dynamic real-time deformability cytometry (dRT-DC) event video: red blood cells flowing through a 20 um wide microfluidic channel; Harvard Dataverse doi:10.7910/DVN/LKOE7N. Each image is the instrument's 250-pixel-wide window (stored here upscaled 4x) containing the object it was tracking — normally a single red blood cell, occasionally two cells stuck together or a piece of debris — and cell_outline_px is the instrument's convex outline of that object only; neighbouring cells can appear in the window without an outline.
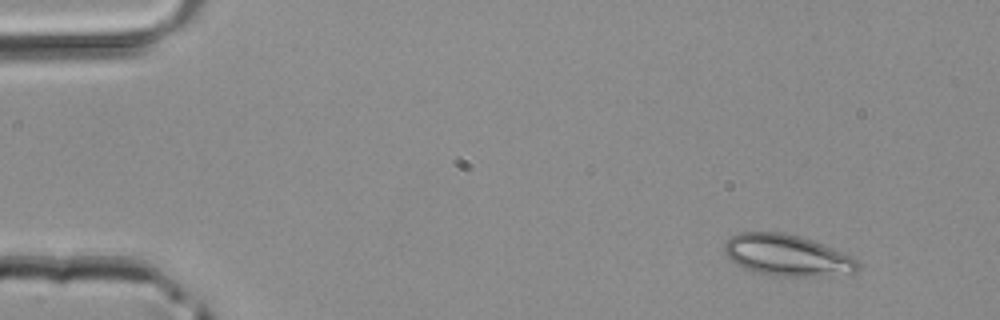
{"species": "common noctule bat (a hibernating species)", "species_latin": "Nyctalus noctula", "temperature_condition": "room temperature", "stored_images_in_passage": 4, "camera_frame_rate_fps": 3000, "um_per_image_px": 0.085, "animal": {"sex": "male", "body_mass_g": 20.4}, "frame": {"image": 1, "passage_image": 1, "time_ms": 0.0, "image_size_px": [1000, 320], "cell_outline_px": [[860, 268], [856, 272], [832, 276], [776, 276], [756, 272], [736, 264], [724, 252], [724, 244], [732, 236], [740, 232], [784, 232], [800, 236], [812, 240], [852, 256], [860, 264]], "centroid_in_image_um": [66.94, 21.7], "position_along_channel_um": 18.1, "area_um2": 32.14}}
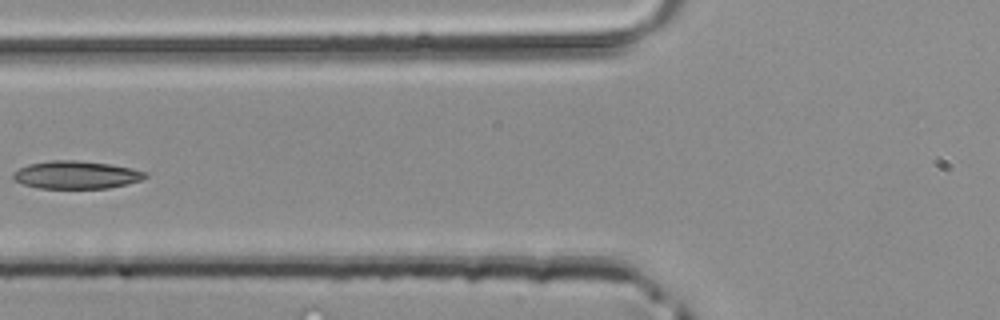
{"frame": {"image": 2, "passage_image": 4, "time_ms": 1.0, "image_size_px": [1000, 320], "cell_outline_px": [[148, 176], [140, 180], [108, 188], [36, 188], [12, 180], [12, 172], [28, 164], [52, 160], [76, 160], [108, 164], [132, 168], [148, 172]], "centroid_in_image_um": [6.44, 14.86], "position_along_channel_um": 119.4, "area_um2": 21.39}}